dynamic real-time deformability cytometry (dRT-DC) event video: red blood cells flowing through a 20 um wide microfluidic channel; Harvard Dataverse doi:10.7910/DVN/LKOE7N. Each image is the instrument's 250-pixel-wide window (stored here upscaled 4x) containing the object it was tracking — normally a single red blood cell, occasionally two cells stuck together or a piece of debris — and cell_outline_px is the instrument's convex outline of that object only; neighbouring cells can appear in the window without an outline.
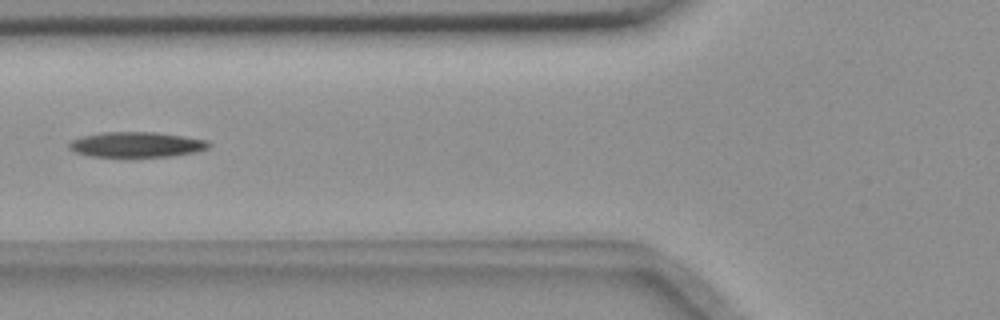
{"species": "common noctule bat (a hibernating species)", "species_latin": "Nyctalus noctula", "temperature_condition": "room temperature", "stored_images_in_passage": 6, "camera_frame_rate_fps": 3000, "um_per_image_px": 0.085, "animal": {"sex": "female", "body_mass_g": 18.4}, "frame": {"image": 1, "passage_image": 6, "time_ms": 1.667, "image_size_px": [1000, 320], "cell_outline_px": [[212, 144], [208, 148], [196, 152], [172, 156], [88, 156], [76, 152], [68, 148], [68, 144], [72, 140], [84, 136], [100, 132], [156, 132], [184, 136], [208, 140]], "centroid_in_image_um": [11.63, 12.28], "position_along_channel_um": 114.2, "area_um2": 20.52}}